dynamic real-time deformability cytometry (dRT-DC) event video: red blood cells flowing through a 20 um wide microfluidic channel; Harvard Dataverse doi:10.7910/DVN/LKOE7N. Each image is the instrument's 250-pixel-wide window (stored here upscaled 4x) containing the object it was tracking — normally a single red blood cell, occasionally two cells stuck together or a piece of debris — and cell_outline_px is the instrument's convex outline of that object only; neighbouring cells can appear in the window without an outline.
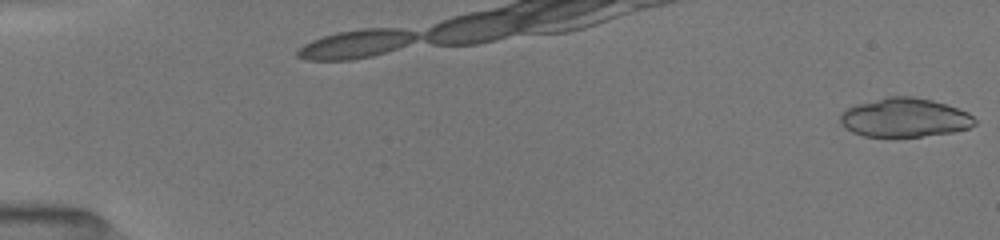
{"species": "common noctule bat (a hibernating species)", "species_latin": "Nyctalus noctula", "temperature_condition": "room temperature", "stored_images_in_passage": 60, "camera_frame_rate_fps": 3000, "um_per_image_px": 0.085, "animal": {"sex": "female", "body_mass_g": 19.5, "forearm_length_mm": 54.1}, "frame": {"image": 1, "passage_image": 1, "time_ms": 0.0, "image_size_px": [1000, 240], "cell_outline_px": [[976, 124], [968, 128], [952, 132], [892, 140], [864, 136], [852, 132], [840, 124], [840, 116], [848, 108], [860, 104], [888, 96], [912, 96], [932, 100], [968, 112], [976, 120]], "centroid_in_image_um": [76.88, 10.05], "position_along_channel_um": 8.1, "area_um2": 30.92}}
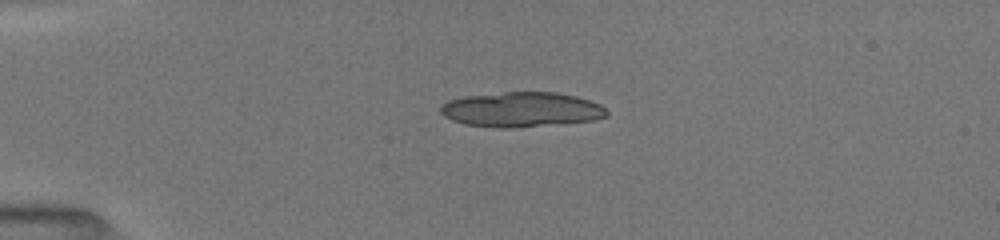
{"frame": {"image": 2, "passage_image": 19, "time_ms": 4.0, "image_size_px": [1000, 240], "cell_outline_px": [[608, 116], [592, 120], [512, 128], [500, 128], [464, 124], [452, 120], [444, 116], [440, 112], [440, 104], [448, 100], [464, 96], [504, 92], [556, 92], [576, 96], [600, 104], [608, 112]], "centroid_in_image_um": [44.28, 9.3], "position_along_channel_um": 40.7, "area_um2": 33.76}}